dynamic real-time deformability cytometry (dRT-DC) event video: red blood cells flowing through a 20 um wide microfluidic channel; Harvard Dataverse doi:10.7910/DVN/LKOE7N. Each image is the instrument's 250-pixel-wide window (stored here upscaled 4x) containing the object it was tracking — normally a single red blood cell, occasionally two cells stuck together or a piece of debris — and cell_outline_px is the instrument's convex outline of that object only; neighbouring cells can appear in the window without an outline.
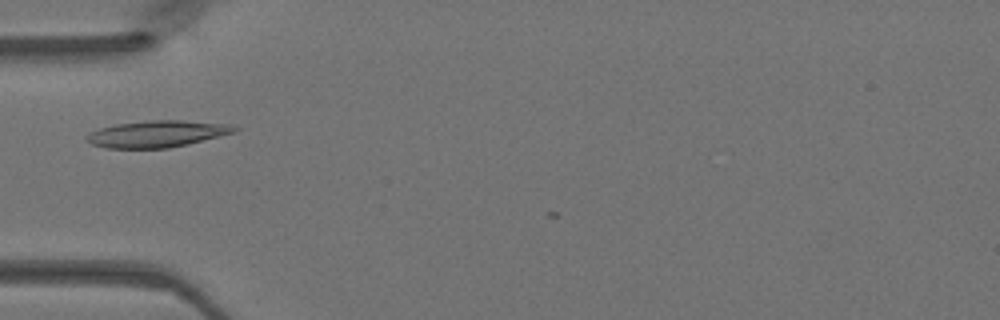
{"species": "Egyptian fruit bat (a non-hibernating species)", "species_latin": "Rousettus aegyptiacus", "temperature_condition": "warm", "stored_images_in_passage": 3, "camera_frame_rate_fps": 3000, "um_per_image_px": 0.085, "animal": {"sex": "female"}, "frame": {"image": 1, "passage_image": 1, "time_ms": 0.0, "image_size_px": [1000, 320], "cell_outline_px": [[240, 128], [236, 132], [188, 144], [168, 148], [108, 148], [92, 144], [84, 140], [84, 136], [100, 128], [116, 124], [152, 120], [180, 120], [232, 124]], "centroid_in_image_um": [13.38, 11.38], "position_along_channel_um": 71.6, "area_um2": 23.0}}